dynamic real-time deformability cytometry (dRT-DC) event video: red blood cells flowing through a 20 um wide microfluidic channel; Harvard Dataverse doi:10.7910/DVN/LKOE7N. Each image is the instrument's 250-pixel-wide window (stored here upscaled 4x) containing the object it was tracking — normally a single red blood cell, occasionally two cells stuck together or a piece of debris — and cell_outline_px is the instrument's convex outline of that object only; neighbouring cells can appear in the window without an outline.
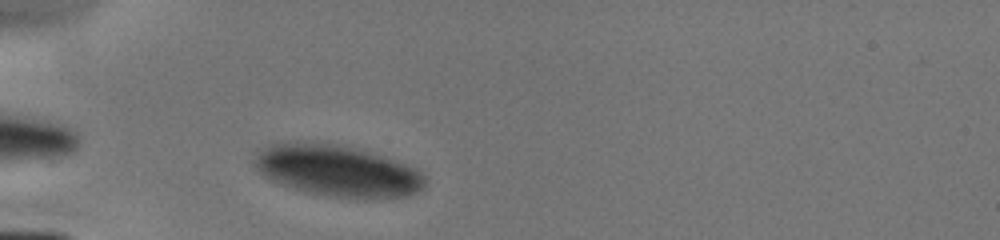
{"species": "human", "species_latin": "Homo sapiens", "temperature_condition": "cold", "stored_images_in_passage": 2, "camera_frame_rate_fps": 3000, "um_per_image_px": 0.085, "donor": {"sex": "male"}, "frame": {"image": 1, "passage_image": 2, "time_ms": 1.0, "image_size_px": [1000, 240], "cell_outline_px": [[428, 180], [424, 188], [420, 192], [408, 196], [388, 200], [364, 200], [324, 196], [304, 192], [280, 184], [264, 176], [256, 168], [256, 156], [268, 144], [288, 140], [300, 140], [336, 144], [356, 148], [396, 160], [408, 164], [416, 168]], "centroid_in_image_um": [28.75, 14.54], "position_along_channel_um": 56.2, "area_um2": 52.6}}